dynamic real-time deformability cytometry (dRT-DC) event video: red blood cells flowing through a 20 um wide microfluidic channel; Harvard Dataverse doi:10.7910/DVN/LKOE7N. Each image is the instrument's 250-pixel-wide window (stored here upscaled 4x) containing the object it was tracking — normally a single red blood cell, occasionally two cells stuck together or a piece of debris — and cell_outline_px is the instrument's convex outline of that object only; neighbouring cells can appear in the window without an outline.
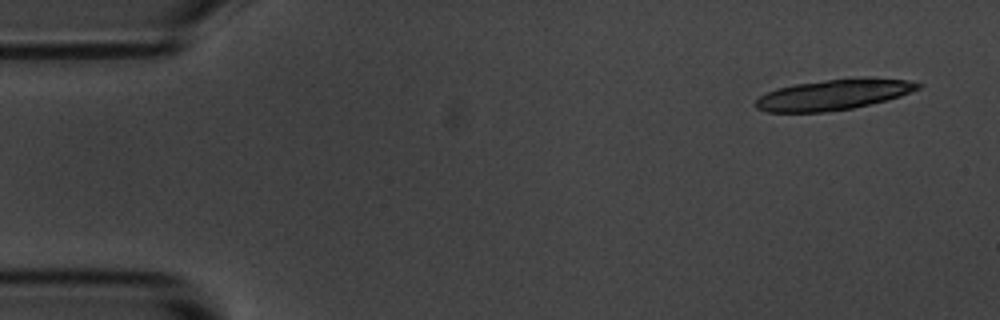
{"species": "common noctule bat (a hibernating species)", "species_latin": "Nyctalus noctula", "temperature_condition": "room temperature", "stored_images_in_passage": 14, "camera_frame_rate_fps": 3000, "um_per_image_px": 0.085, "animal": {"sex": "male", "body_mass_g": 20.1, "forearm_length_mm": 53.5}, "frame": {"image": 1, "passage_image": 1, "time_ms": 0.0, "image_size_px": [1000, 320], "cell_outline_px": [[924, 84], [920, 88], [900, 96], [852, 108], [824, 112], [768, 112], [756, 108], [756, 100], [760, 96], [776, 88], [796, 84], [824, 80], [868, 76], [904, 80]], "centroid_in_image_um": [70.86, 8.03], "position_along_channel_um": 14.1, "area_um2": 28.84}}
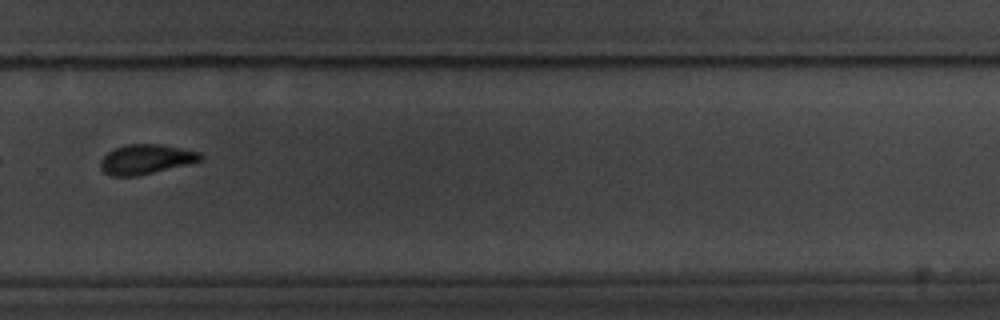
{"frame": {"image": 2, "passage_image": 10, "time_ms": 11.333, "image_size_px": [1000, 320], "cell_outline_px": [[204, 160], [188, 164], [136, 176], [112, 176], [104, 172], [100, 168], [100, 160], [108, 152], [116, 148], [128, 144], [160, 144], [200, 152], [204, 156]], "centroid_in_image_um": [12.42, 13.54], "position_along_channel_um": 317.4, "area_um2": 17.22}}
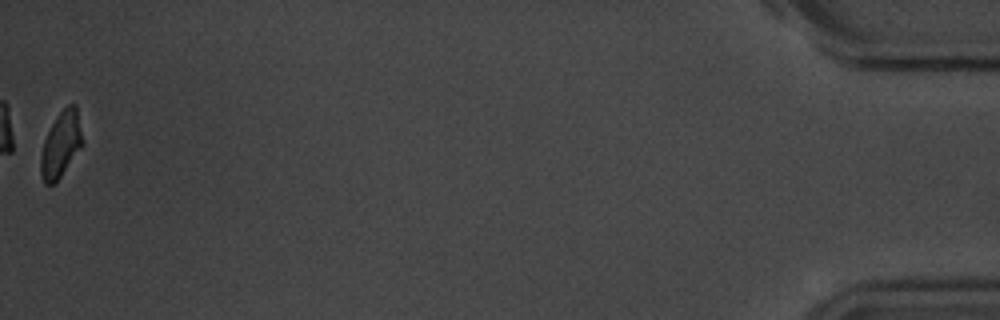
{"frame": {"image": 3, "passage_image": 14, "time_ms": 17.0, "image_size_px": [1000, 320], "cell_outline_px": [[84, 144], [56, 184], [44, 184], [40, 172], [40, 156], [44, 140], [56, 116], [68, 104], [76, 104]], "centroid_in_image_um": [5.18, 12.31], "position_along_channel_um": 430.0, "area_um2": 16.18}, "authors_computed_cell_mechanics": {"area_um2": 17.918, "velocity_mm_per_s": 3.6689, "shape_relaxation_time_tau1_ms": 2.1223, "shape_relaxation_time_tau2_ms": 2.6877, "deformation_change_tau1": 0.1579, "deformation_change_tau2": 0.0848}}